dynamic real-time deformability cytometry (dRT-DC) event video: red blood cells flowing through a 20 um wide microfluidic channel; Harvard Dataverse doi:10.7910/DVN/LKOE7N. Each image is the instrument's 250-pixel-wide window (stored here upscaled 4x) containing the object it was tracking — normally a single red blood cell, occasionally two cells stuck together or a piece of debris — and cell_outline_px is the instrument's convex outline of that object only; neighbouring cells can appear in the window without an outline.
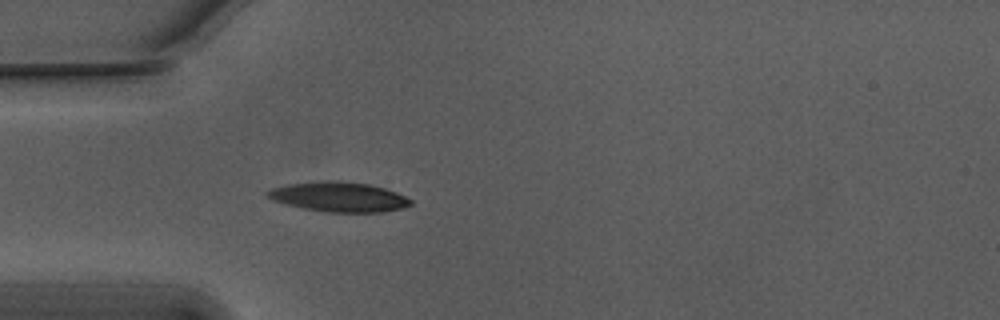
{"species": "Egyptian fruit bat (a non-hibernating species)", "species_latin": "Rousettus aegyptiacus", "temperature_condition": "warm", "stored_images_in_passage": 30, "camera_frame_rate_fps": 3000, "um_per_image_px": 0.085, "animal": {"sex": "male"}, "frame": {"image": 1, "passage_image": 1, "time_ms": 0.0, "image_size_px": [1000, 320], "cell_outline_px": [[412, 204], [404, 208], [380, 212], [328, 212], [304, 208], [272, 200], [264, 196], [264, 192], [272, 188], [288, 184], [324, 180], [336, 180], [368, 184], [384, 188], [396, 192], [412, 200]], "centroid_in_image_um": [28.78, 16.73], "position_along_channel_um": 56.2, "area_um2": 24.85}}
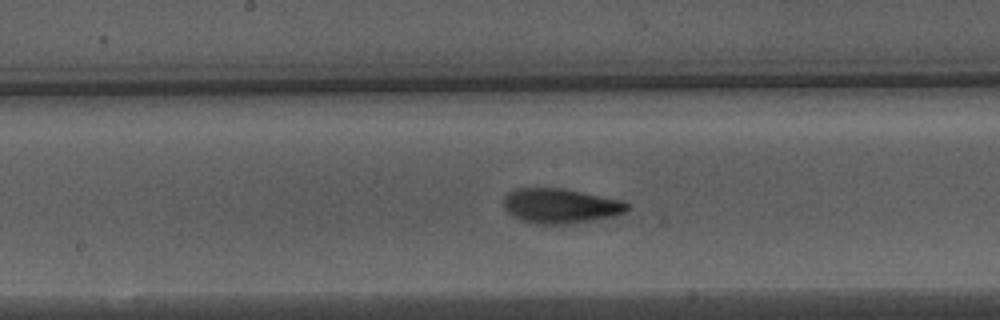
{"frame": {"image": 2, "passage_image": 13, "time_ms": 4.0, "image_size_px": [1000, 320], "cell_outline_px": [[628, 208], [624, 212], [612, 216], [592, 220], [568, 224], [536, 224], [520, 220], [512, 216], [504, 208], [504, 196], [508, 192], [516, 188], [564, 188], [624, 200], [628, 204]], "centroid_in_image_um": [47.61, 17.49], "position_along_channel_um": 200.6, "area_um2": 25.2}}
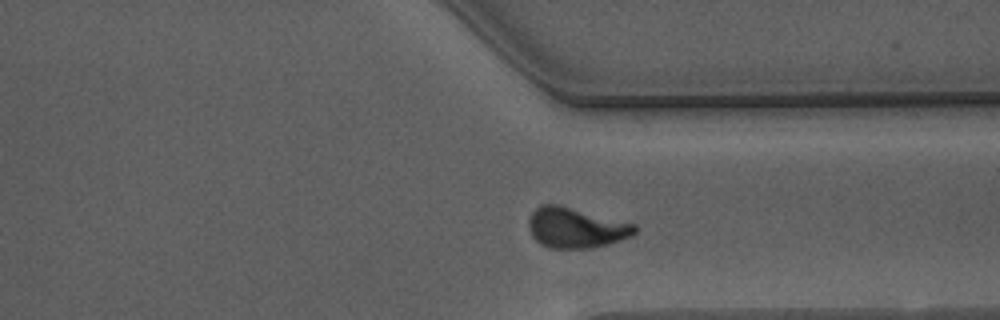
{"frame": {"image": 3, "passage_image": 26, "time_ms": 8.333, "image_size_px": [1000, 320], "cell_outline_px": [[636, 232], [632, 236], [608, 244], [592, 248], [548, 248], [540, 244], [532, 236], [528, 224], [528, 220], [532, 212], [540, 204], [556, 204], [636, 224]], "centroid_in_image_um": [48.93, 19.37], "position_along_channel_um": 362.5, "area_um2": 24.85}, "authors_computed_cell_mechanics": {"area_um2": 24.7384, "velocity_mm_per_s": 3.7464, "shape_relaxation_time_tau1_ms": 4.3025, "shape_relaxation_time_tau2_ms": 2.0262, "deformation_change_tau1": 0.1705, "deformation_change_tau2": 0.0949}}